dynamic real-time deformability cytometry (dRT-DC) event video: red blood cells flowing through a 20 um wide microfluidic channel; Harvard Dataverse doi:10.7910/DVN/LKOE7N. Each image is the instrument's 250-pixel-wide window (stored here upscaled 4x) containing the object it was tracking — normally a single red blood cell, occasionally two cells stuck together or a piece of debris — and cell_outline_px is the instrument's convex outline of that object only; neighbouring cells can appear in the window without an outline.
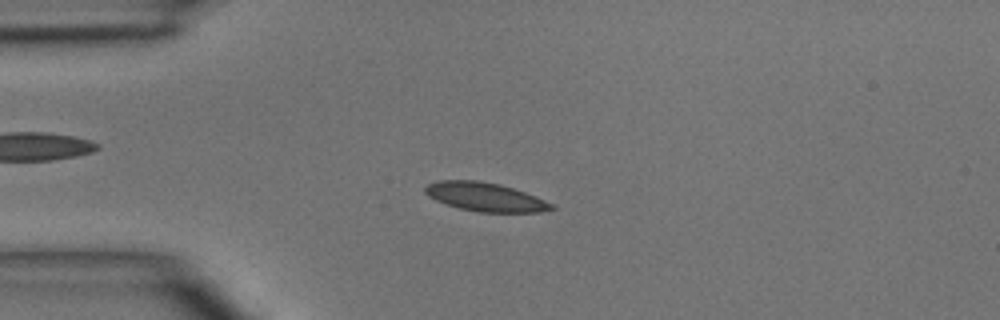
{"species": "common noctule bat (a hibernating species)", "species_latin": "Nyctalus noctula", "temperature_condition": "room temperature", "stored_images_in_passage": 4, "camera_frame_rate_fps": 3000, "um_per_image_px": 0.085, "animal": {"sex": "male", "body_mass_g": 15.6}, "frame": {"image": 1, "passage_image": 4, "time_ms": 3.333, "image_size_px": [1000, 320], "cell_outline_px": [[556, 208], [540, 212], [476, 212], [444, 204], [428, 196], [424, 192], [424, 188], [428, 184], [440, 180], [476, 180], [500, 184], [524, 192], [544, 200], [552, 204]], "centroid_in_image_um": [41.2, 16.74], "position_along_channel_um": 43.8, "area_um2": 21.04}}